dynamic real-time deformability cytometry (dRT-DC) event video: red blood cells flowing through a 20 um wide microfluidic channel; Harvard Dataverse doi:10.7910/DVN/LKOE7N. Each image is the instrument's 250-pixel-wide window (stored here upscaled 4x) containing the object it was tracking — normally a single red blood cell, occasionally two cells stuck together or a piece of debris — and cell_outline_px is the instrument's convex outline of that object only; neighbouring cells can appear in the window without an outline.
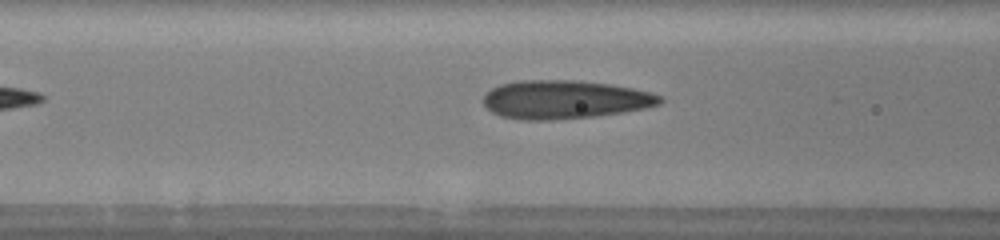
{"species": "human", "species_latin": "Homo sapiens", "temperature_condition": "warm", "stored_images_in_passage": 29, "camera_frame_rate_fps": 3000, "um_per_image_px": 0.085, "donor": {"sex": "male"}, "frame": {"image": 1, "passage_image": 5, "time_ms": 1.333, "image_size_px": [1000, 240], "cell_outline_px": [[664, 100], [660, 104], [644, 108], [624, 112], [592, 116], [548, 120], [528, 120], [500, 116], [492, 112], [484, 104], [484, 96], [492, 88], [500, 84], [520, 80], [576, 80], [608, 84], [632, 88], [652, 92], [660, 96]], "centroid_in_image_um": [48.0, 8.45], "position_along_channel_um": 118.6, "area_um2": 39.36}}